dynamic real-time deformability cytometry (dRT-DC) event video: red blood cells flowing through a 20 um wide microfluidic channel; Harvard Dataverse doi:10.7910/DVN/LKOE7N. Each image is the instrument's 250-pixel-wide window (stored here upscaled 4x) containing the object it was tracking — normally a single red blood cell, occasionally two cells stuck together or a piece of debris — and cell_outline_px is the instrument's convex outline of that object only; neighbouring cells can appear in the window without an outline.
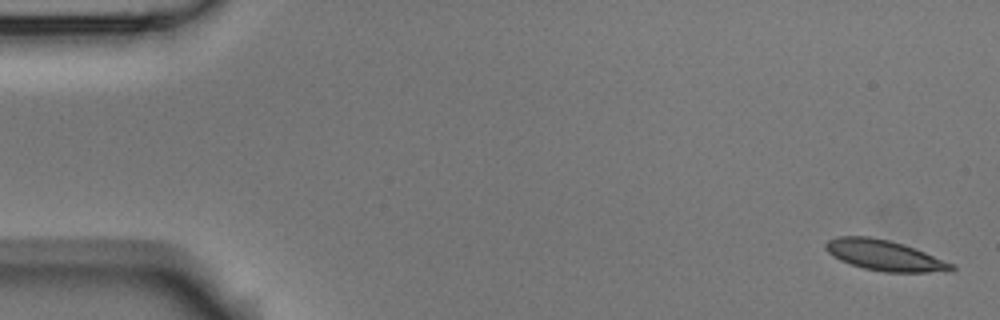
{"species": "Egyptian fruit bat (a non-hibernating species)", "species_latin": "Rousettus aegyptiacus", "temperature_condition": "room temperature", "stored_images_in_passage": 4, "camera_frame_rate_fps": 3000, "um_per_image_px": 0.085, "animal": {"sex": "male"}, "frame": {"image": 1, "passage_image": 1, "time_ms": 0.0, "image_size_px": [1000, 320], "cell_outline_px": [[956, 268], [952, 272], [884, 272], [864, 268], [840, 260], [832, 256], [824, 248], [824, 244], [828, 240], [836, 236], [868, 236], [888, 240], [904, 244], [916, 248], [956, 264]], "centroid_in_image_um": [75.24, 21.71], "position_along_channel_um": 9.8, "area_um2": 22.72}}
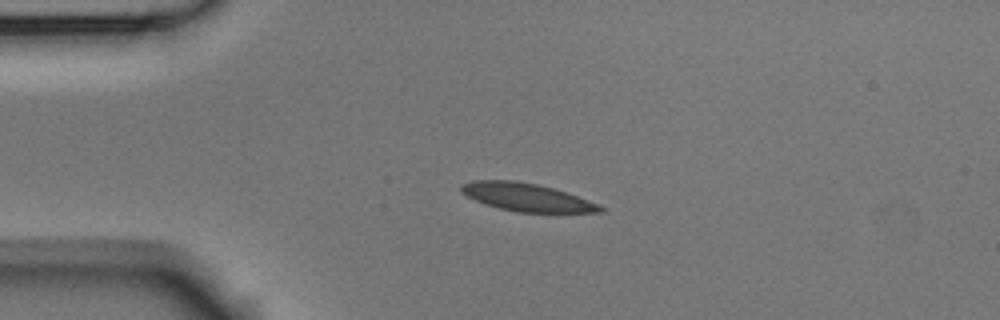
{"frame": {"image": 2, "passage_image": 4, "time_ms": 1.0, "image_size_px": [1000, 320], "cell_outline_px": [[604, 212], [516, 212], [484, 204], [460, 192], [460, 184], [472, 180], [516, 180], [536, 184], [552, 188], [600, 204], [604, 208]], "centroid_in_image_um": [44.72, 16.76], "position_along_channel_um": 40.3, "area_um2": 22.48}}